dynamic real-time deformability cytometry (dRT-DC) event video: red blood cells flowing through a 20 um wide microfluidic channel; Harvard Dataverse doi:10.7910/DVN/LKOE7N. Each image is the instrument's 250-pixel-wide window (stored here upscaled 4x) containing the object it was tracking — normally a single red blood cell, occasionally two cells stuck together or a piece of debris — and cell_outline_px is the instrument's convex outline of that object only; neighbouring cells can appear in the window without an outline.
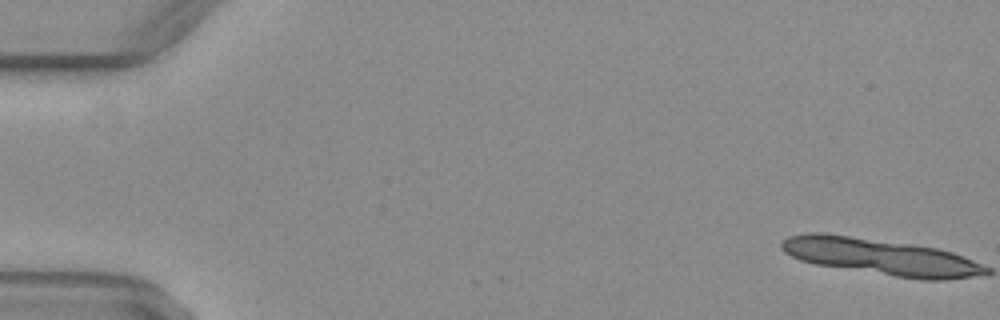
{"species": "common noctule bat (a hibernating species)", "species_latin": "Nyctalus noctula", "temperature_condition": "warm", "stored_images_in_passage": 3, "segment_of_instrument_passage": [2, 2], "camera_frame_rate_fps": 3000, "um_per_image_px": 0.085, "animal": {"sex": "female", "body_mass_g": 29.2, "forearm_length_mm": 56.3}, "frame": {"image": 1, "passage_image": 3, "time_ms": 0.667, "image_size_px": [1000, 320], "cell_outline_px": [[972, 272], [960, 276], [912, 276], [888, 248], [924, 248], [944, 252], [956, 256], [972, 264]], "centroid_in_image_um": [79.15, 22.32], "position_along_channel_um": 5.8, "area_um2": 12.2}}